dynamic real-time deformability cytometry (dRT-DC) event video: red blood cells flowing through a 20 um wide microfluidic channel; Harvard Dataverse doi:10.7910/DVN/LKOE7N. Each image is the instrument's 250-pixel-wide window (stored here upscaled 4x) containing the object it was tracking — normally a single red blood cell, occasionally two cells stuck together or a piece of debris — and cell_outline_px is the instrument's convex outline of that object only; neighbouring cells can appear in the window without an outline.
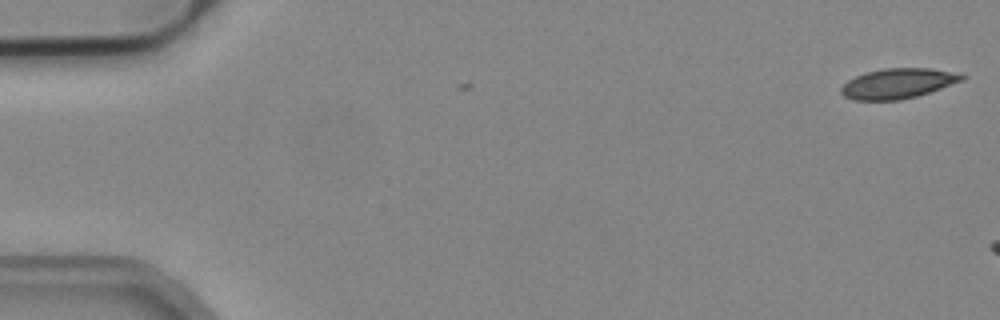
{"species": "common noctule bat (a hibernating species)", "species_latin": "Nyctalus noctula", "temperature_condition": "cold", "stored_images_in_passage": 3, "camera_frame_rate_fps": 3000, "um_per_image_px": 0.085, "animal": {"sex": "male", "body_mass_g": 19.2, "forearm_length_mm": 51.8}, "frame": {"image": 1, "passage_image": 3, "time_ms": 0.667, "image_size_px": [1000, 320], "cell_outline_px": [[968, 76], [964, 80], [916, 96], [900, 100], [852, 100], [844, 96], [840, 92], [840, 88], [848, 80], [864, 72], [884, 68], [932, 68], [964, 72]], "centroid_in_image_um": [76.37, 7.07], "position_along_channel_um": 8.6, "area_um2": 21.5}}